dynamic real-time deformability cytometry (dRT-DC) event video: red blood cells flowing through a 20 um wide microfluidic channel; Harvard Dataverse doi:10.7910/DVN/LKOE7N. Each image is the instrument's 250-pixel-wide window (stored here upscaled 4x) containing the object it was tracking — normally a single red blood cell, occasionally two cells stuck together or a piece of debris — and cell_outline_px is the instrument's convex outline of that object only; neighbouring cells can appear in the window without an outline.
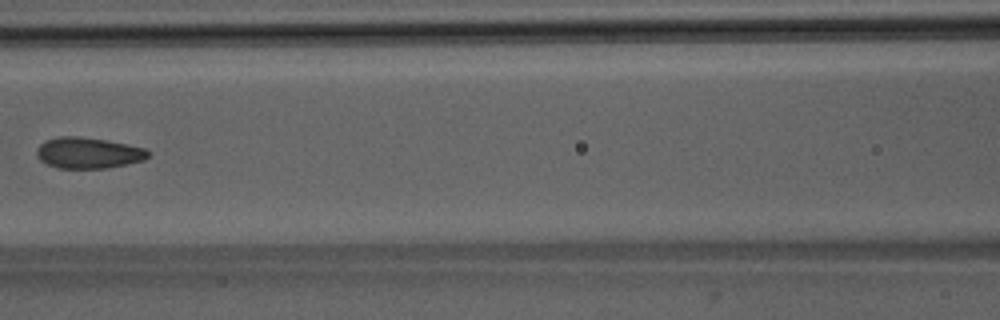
{"species": "Egyptian fruit bat (a non-hibernating species)", "species_latin": "Rousettus aegyptiacus", "temperature_condition": "room temperature", "stored_images_in_passage": 7, "camera_frame_rate_fps": 3000, "um_per_image_px": 0.085, "animal": {"sex": "male"}, "frame": {"image": 1, "passage_image": 7, "time_ms": 7.667, "image_size_px": [1000, 320], "cell_outline_px": [[152, 152], [144, 160], [108, 168], [60, 168], [48, 164], [40, 160], [36, 156], [36, 152], [40, 144], [44, 140], [60, 136], [76, 136], [104, 140], [144, 148]], "centroid_in_image_um": [7.49, 13.0], "position_along_channel_um": 159.1, "area_um2": 20.0}}